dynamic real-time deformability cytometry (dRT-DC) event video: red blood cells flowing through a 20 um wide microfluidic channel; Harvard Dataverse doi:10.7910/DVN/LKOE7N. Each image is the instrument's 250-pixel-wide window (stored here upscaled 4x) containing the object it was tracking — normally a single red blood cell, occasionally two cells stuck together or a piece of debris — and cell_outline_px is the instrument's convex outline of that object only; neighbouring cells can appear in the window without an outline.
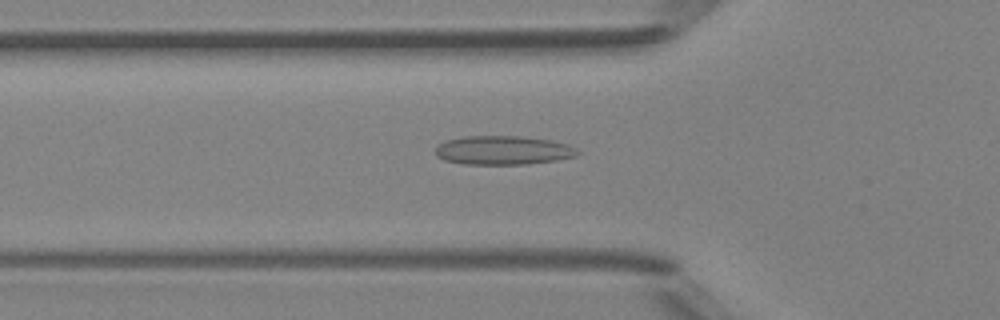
{"species": "Egyptian fruit bat (a non-hibernating species)", "species_latin": "Rousettus aegyptiacus", "temperature_condition": "room temperature", "stored_images_in_passage": 27, "camera_frame_rate_fps": 3000, "um_per_image_px": 0.085, "animal": {"sex": "female"}, "frame": {"image": 1, "passage_image": 2, "time_ms": 0.333, "image_size_px": [1000, 320], "cell_outline_px": [[580, 152], [576, 156], [556, 160], [528, 164], [464, 164], [444, 160], [436, 156], [436, 148], [444, 140], [464, 136], [524, 136], [552, 140], [568, 144], [576, 148]], "centroid_in_image_um": [42.78, 12.76], "position_along_channel_um": 83.0, "area_um2": 24.1}}
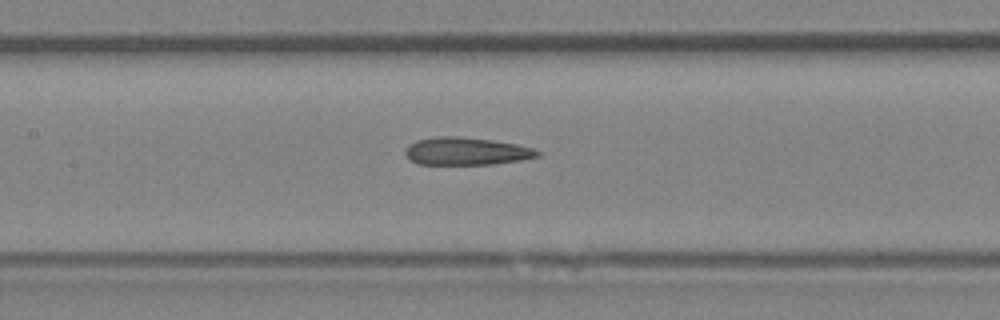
{"frame": {"image": 2, "passage_image": 8, "time_ms": 2.333, "image_size_px": [1000, 320], "cell_outline_px": [[540, 156], [520, 160], [492, 164], [416, 164], [404, 152], [408, 144], [416, 140], [440, 136], [460, 136], [492, 140], [516, 144], [532, 148], [540, 152]], "centroid_in_image_um": [39.62, 12.85], "position_along_channel_um": 167.8, "area_um2": 21.21}}
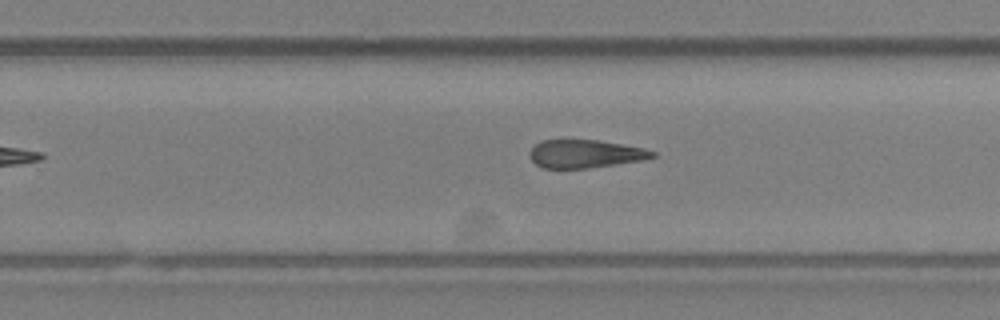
{"frame": {"image": 3, "passage_image": 16, "time_ms": 5.0, "image_size_px": [1000, 320], "cell_outline_px": [[656, 156], [640, 160], [588, 168], [544, 168], [536, 164], [528, 156], [528, 152], [540, 140], [600, 140], [644, 148], [656, 152]], "centroid_in_image_um": [49.71, 13.06], "position_along_channel_um": 280.1, "area_um2": 20.0}, "authors_computed_cell_mechanics": {"area_um2": 21.4438, "velocity_mm_per_s": 4.237, "shape_relaxation_time_tau1_ms": null, "shape_relaxation_time_tau2_ms": 8.177, "deformation_change_tau1": null, "deformation_change_tau2": 0.2083}}